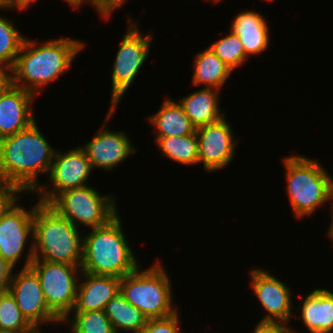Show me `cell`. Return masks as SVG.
<instances>
[{
  "label": "cell",
  "mask_w": 333,
  "mask_h": 333,
  "mask_svg": "<svg viewBox=\"0 0 333 333\" xmlns=\"http://www.w3.org/2000/svg\"><path fill=\"white\" fill-rule=\"evenodd\" d=\"M56 149L41 133L37 122L0 139V179L20 193L32 192L42 184L39 177L49 174Z\"/></svg>",
  "instance_id": "cell-1"
},
{
  "label": "cell",
  "mask_w": 333,
  "mask_h": 333,
  "mask_svg": "<svg viewBox=\"0 0 333 333\" xmlns=\"http://www.w3.org/2000/svg\"><path fill=\"white\" fill-rule=\"evenodd\" d=\"M81 41L61 36L42 44L26 37L11 68V84L34 95L40 94L48 83L70 69L78 53L85 48Z\"/></svg>",
  "instance_id": "cell-2"
},
{
  "label": "cell",
  "mask_w": 333,
  "mask_h": 333,
  "mask_svg": "<svg viewBox=\"0 0 333 333\" xmlns=\"http://www.w3.org/2000/svg\"><path fill=\"white\" fill-rule=\"evenodd\" d=\"M122 226L117 215L107 225L83 235L82 272L121 278L140 266Z\"/></svg>",
  "instance_id": "cell-3"
},
{
  "label": "cell",
  "mask_w": 333,
  "mask_h": 333,
  "mask_svg": "<svg viewBox=\"0 0 333 333\" xmlns=\"http://www.w3.org/2000/svg\"><path fill=\"white\" fill-rule=\"evenodd\" d=\"M49 204L39 202L33 216L34 259L81 266L83 236Z\"/></svg>",
  "instance_id": "cell-4"
},
{
  "label": "cell",
  "mask_w": 333,
  "mask_h": 333,
  "mask_svg": "<svg viewBox=\"0 0 333 333\" xmlns=\"http://www.w3.org/2000/svg\"><path fill=\"white\" fill-rule=\"evenodd\" d=\"M318 161L292 154L282 160L288 200L299 220L333 201V177Z\"/></svg>",
  "instance_id": "cell-5"
},
{
  "label": "cell",
  "mask_w": 333,
  "mask_h": 333,
  "mask_svg": "<svg viewBox=\"0 0 333 333\" xmlns=\"http://www.w3.org/2000/svg\"><path fill=\"white\" fill-rule=\"evenodd\" d=\"M159 259L147 269L141 265L120 278V293L148 319L169 316L179 310L173 305L172 281Z\"/></svg>",
  "instance_id": "cell-6"
},
{
  "label": "cell",
  "mask_w": 333,
  "mask_h": 333,
  "mask_svg": "<svg viewBox=\"0 0 333 333\" xmlns=\"http://www.w3.org/2000/svg\"><path fill=\"white\" fill-rule=\"evenodd\" d=\"M49 205L78 228L103 227L119 214L115 195H102L90 185L65 190Z\"/></svg>",
  "instance_id": "cell-7"
},
{
  "label": "cell",
  "mask_w": 333,
  "mask_h": 333,
  "mask_svg": "<svg viewBox=\"0 0 333 333\" xmlns=\"http://www.w3.org/2000/svg\"><path fill=\"white\" fill-rule=\"evenodd\" d=\"M127 30L121 39L112 67L110 108H117L125 92L147 61L153 35L142 33L138 21L129 17Z\"/></svg>",
  "instance_id": "cell-8"
},
{
  "label": "cell",
  "mask_w": 333,
  "mask_h": 333,
  "mask_svg": "<svg viewBox=\"0 0 333 333\" xmlns=\"http://www.w3.org/2000/svg\"><path fill=\"white\" fill-rule=\"evenodd\" d=\"M30 267L39 277L49 309L63 321L76 302L81 266L34 259Z\"/></svg>",
  "instance_id": "cell-9"
},
{
  "label": "cell",
  "mask_w": 333,
  "mask_h": 333,
  "mask_svg": "<svg viewBox=\"0 0 333 333\" xmlns=\"http://www.w3.org/2000/svg\"><path fill=\"white\" fill-rule=\"evenodd\" d=\"M18 195L0 216V255L14 267L23 258L26 245L30 241L28 254L22 268L30 267L33 254V216L35 206L26 207L19 203ZM31 239V240H30Z\"/></svg>",
  "instance_id": "cell-10"
},
{
  "label": "cell",
  "mask_w": 333,
  "mask_h": 333,
  "mask_svg": "<svg viewBox=\"0 0 333 333\" xmlns=\"http://www.w3.org/2000/svg\"><path fill=\"white\" fill-rule=\"evenodd\" d=\"M92 171L90 161L80 146L66 152L57 149L48 175L50 181L38 187L35 197L38 196L39 202L49 204L65 190L88 186Z\"/></svg>",
  "instance_id": "cell-11"
},
{
  "label": "cell",
  "mask_w": 333,
  "mask_h": 333,
  "mask_svg": "<svg viewBox=\"0 0 333 333\" xmlns=\"http://www.w3.org/2000/svg\"><path fill=\"white\" fill-rule=\"evenodd\" d=\"M13 274L9 292L14 297L22 315L39 332L43 324L63 323L48 307L41 283L31 268H20Z\"/></svg>",
  "instance_id": "cell-12"
},
{
  "label": "cell",
  "mask_w": 333,
  "mask_h": 333,
  "mask_svg": "<svg viewBox=\"0 0 333 333\" xmlns=\"http://www.w3.org/2000/svg\"><path fill=\"white\" fill-rule=\"evenodd\" d=\"M251 270L249 285L266 311V315L260 322H279L288 325L290 319L294 317L292 309L297 308L292 302L294 293L289 288L290 286H287L273 274L271 275L268 270L265 271L261 268H252Z\"/></svg>",
  "instance_id": "cell-13"
},
{
  "label": "cell",
  "mask_w": 333,
  "mask_h": 333,
  "mask_svg": "<svg viewBox=\"0 0 333 333\" xmlns=\"http://www.w3.org/2000/svg\"><path fill=\"white\" fill-rule=\"evenodd\" d=\"M115 112L116 108L109 107L99 131L94 133L95 135L91 141L80 146L86 153L92 169L113 170L115 169L114 167L120 165L137 151V148L131 145V139L126 132L123 130L112 131L108 127L105 129L106 124H108Z\"/></svg>",
  "instance_id": "cell-14"
},
{
  "label": "cell",
  "mask_w": 333,
  "mask_h": 333,
  "mask_svg": "<svg viewBox=\"0 0 333 333\" xmlns=\"http://www.w3.org/2000/svg\"><path fill=\"white\" fill-rule=\"evenodd\" d=\"M226 116L196 129L199 164L206 172L220 171L234 160L238 139Z\"/></svg>",
  "instance_id": "cell-15"
},
{
  "label": "cell",
  "mask_w": 333,
  "mask_h": 333,
  "mask_svg": "<svg viewBox=\"0 0 333 333\" xmlns=\"http://www.w3.org/2000/svg\"><path fill=\"white\" fill-rule=\"evenodd\" d=\"M33 93L10 84L0 94V139L29 127L35 120Z\"/></svg>",
  "instance_id": "cell-16"
},
{
  "label": "cell",
  "mask_w": 333,
  "mask_h": 333,
  "mask_svg": "<svg viewBox=\"0 0 333 333\" xmlns=\"http://www.w3.org/2000/svg\"><path fill=\"white\" fill-rule=\"evenodd\" d=\"M118 292L120 278L81 272L72 312L104 310Z\"/></svg>",
  "instance_id": "cell-17"
},
{
  "label": "cell",
  "mask_w": 333,
  "mask_h": 333,
  "mask_svg": "<svg viewBox=\"0 0 333 333\" xmlns=\"http://www.w3.org/2000/svg\"><path fill=\"white\" fill-rule=\"evenodd\" d=\"M302 304L298 306L302 324L310 333L333 332V291L325 288H314L305 296Z\"/></svg>",
  "instance_id": "cell-18"
},
{
  "label": "cell",
  "mask_w": 333,
  "mask_h": 333,
  "mask_svg": "<svg viewBox=\"0 0 333 333\" xmlns=\"http://www.w3.org/2000/svg\"><path fill=\"white\" fill-rule=\"evenodd\" d=\"M230 30L240 38L245 56L260 55L270 44L268 23L261 13L244 10L234 16Z\"/></svg>",
  "instance_id": "cell-19"
},
{
  "label": "cell",
  "mask_w": 333,
  "mask_h": 333,
  "mask_svg": "<svg viewBox=\"0 0 333 333\" xmlns=\"http://www.w3.org/2000/svg\"><path fill=\"white\" fill-rule=\"evenodd\" d=\"M220 91L215 88L202 87L179 99V104L197 129L216 122L225 116L220 110Z\"/></svg>",
  "instance_id": "cell-20"
},
{
  "label": "cell",
  "mask_w": 333,
  "mask_h": 333,
  "mask_svg": "<svg viewBox=\"0 0 333 333\" xmlns=\"http://www.w3.org/2000/svg\"><path fill=\"white\" fill-rule=\"evenodd\" d=\"M148 122L155 128L156 135L154 138L183 136L196 132V128L179 102L168 96L162 102L158 112L148 117Z\"/></svg>",
  "instance_id": "cell-21"
},
{
  "label": "cell",
  "mask_w": 333,
  "mask_h": 333,
  "mask_svg": "<svg viewBox=\"0 0 333 333\" xmlns=\"http://www.w3.org/2000/svg\"><path fill=\"white\" fill-rule=\"evenodd\" d=\"M192 84L205 88H215L220 90L225 85L230 74L233 73L208 46L206 50L196 54L193 60Z\"/></svg>",
  "instance_id": "cell-22"
},
{
  "label": "cell",
  "mask_w": 333,
  "mask_h": 333,
  "mask_svg": "<svg viewBox=\"0 0 333 333\" xmlns=\"http://www.w3.org/2000/svg\"><path fill=\"white\" fill-rule=\"evenodd\" d=\"M104 311L115 333H140L148 321L120 292L107 303Z\"/></svg>",
  "instance_id": "cell-23"
},
{
  "label": "cell",
  "mask_w": 333,
  "mask_h": 333,
  "mask_svg": "<svg viewBox=\"0 0 333 333\" xmlns=\"http://www.w3.org/2000/svg\"><path fill=\"white\" fill-rule=\"evenodd\" d=\"M155 144L162 155L185 166L199 164L198 139L196 132L190 135L155 138Z\"/></svg>",
  "instance_id": "cell-24"
},
{
  "label": "cell",
  "mask_w": 333,
  "mask_h": 333,
  "mask_svg": "<svg viewBox=\"0 0 333 333\" xmlns=\"http://www.w3.org/2000/svg\"><path fill=\"white\" fill-rule=\"evenodd\" d=\"M62 322L68 323L72 333H115L104 310L71 312Z\"/></svg>",
  "instance_id": "cell-25"
},
{
  "label": "cell",
  "mask_w": 333,
  "mask_h": 333,
  "mask_svg": "<svg viewBox=\"0 0 333 333\" xmlns=\"http://www.w3.org/2000/svg\"><path fill=\"white\" fill-rule=\"evenodd\" d=\"M25 38L10 19L0 15V65L14 66Z\"/></svg>",
  "instance_id": "cell-26"
},
{
  "label": "cell",
  "mask_w": 333,
  "mask_h": 333,
  "mask_svg": "<svg viewBox=\"0 0 333 333\" xmlns=\"http://www.w3.org/2000/svg\"><path fill=\"white\" fill-rule=\"evenodd\" d=\"M209 47L232 71L247 60L240 38L231 30L228 35L215 40Z\"/></svg>",
  "instance_id": "cell-27"
},
{
  "label": "cell",
  "mask_w": 333,
  "mask_h": 333,
  "mask_svg": "<svg viewBox=\"0 0 333 333\" xmlns=\"http://www.w3.org/2000/svg\"><path fill=\"white\" fill-rule=\"evenodd\" d=\"M0 329L12 331H38L22 315L10 292L0 295Z\"/></svg>",
  "instance_id": "cell-28"
},
{
  "label": "cell",
  "mask_w": 333,
  "mask_h": 333,
  "mask_svg": "<svg viewBox=\"0 0 333 333\" xmlns=\"http://www.w3.org/2000/svg\"><path fill=\"white\" fill-rule=\"evenodd\" d=\"M179 312L180 311L177 310L175 313L166 317L148 319L146 326L140 333H182Z\"/></svg>",
  "instance_id": "cell-29"
},
{
  "label": "cell",
  "mask_w": 333,
  "mask_h": 333,
  "mask_svg": "<svg viewBox=\"0 0 333 333\" xmlns=\"http://www.w3.org/2000/svg\"><path fill=\"white\" fill-rule=\"evenodd\" d=\"M126 0H87V4L92 5L102 19L108 20L115 12L116 8L120 9Z\"/></svg>",
  "instance_id": "cell-30"
},
{
  "label": "cell",
  "mask_w": 333,
  "mask_h": 333,
  "mask_svg": "<svg viewBox=\"0 0 333 333\" xmlns=\"http://www.w3.org/2000/svg\"><path fill=\"white\" fill-rule=\"evenodd\" d=\"M15 267L0 255V295L9 292Z\"/></svg>",
  "instance_id": "cell-31"
},
{
  "label": "cell",
  "mask_w": 333,
  "mask_h": 333,
  "mask_svg": "<svg viewBox=\"0 0 333 333\" xmlns=\"http://www.w3.org/2000/svg\"><path fill=\"white\" fill-rule=\"evenodd\" d=\"M21 193L11 184L0 179V216L9 204Z\"/></svg>",
  "instance_id": "cell-32"
},
{
  "label": "cell",
  "mask_w": 333,
  "mask_h": 333,
  "mask_svg": "<svg viewBox=\"0 0 333 333\" xmlns=\"http://www.w3.org/2000/svg\"><path fill=\"white\" fill-rule=\"evenodd\" d=\"M252 333H291L289 325L279 322H258Z\"/></svg>",
  "instance_id": "cell-33"
},
{
  "label": "cell",
  "mask_w": 333,
  "mask_h": 333,
  "mask_svg": "<svg viewBox=\"0 0 333 333\" xmlns=\"http://www.w3.org/2000/svg\"><path fill=\"white\" fill-rule=\"evenodd\" d=\"M11 84V69L0 65V94Z\"/></svg>",
  "instance_id": "cell-34"
},
{
  "label": "cell",
  "mask_w": 333,
  "mask_h": 333,
  "mask_svg": "<svg viewBox=\"0 0 333 333\" xmlns=\"http://www.w3.org/2000/svg\"><path fill=\"white\" fill-rule=\"evenodd\" d=\"M37 0H8L10 9H15L19 11H27L31 5H34Z\"/></svg>",
  "instance_id": "cell-35"
},
{
  "label": "cell",
  "mask_w": 333,
  "mask_h": 333,
  "mask_svg": "<svg viewBox=\"0 0 333 333\" xmlns=\"http://www.w3.org/2000/svg\"><path fill=\"white\" fill-rule=\"evenodd\" d=\"M64 2L68 3L71 7H74V9H79L85 1L87 3V0H63Z\"/></svg>",
  "instance_id": "cell-36"
},
{
  "label": "cell",
  "mask_w": 333,
  "mask_h": 333,
  "mask_svg": "<svg viewBox=\"0 0 333 333\" xmlns=\"http://www.w3.org/2000/svg\"><path fill=\"white\" fill-rule=\"evenodd\" d=\"M331 205V216H332V219H331V224H330V227L328 228L329 230L327 231V236L331 239V241H333V202L330 204Z\"/></svg>",
  "instance_id": "cell-37"
},
{
  "label": "cell",
  "mask_w": 333,
  "mask_h": 333,
  "mask_svg": "<svg viewBox=\"0 0 333 333\" xmlns=\"http://www.w3.org/2000/svg\"><path fill=\"white\" fill-rule=\"evenodd\" d=\"M0 333H39V331H12L0 329Z\"/></svg>",
  "instance_id": "cell-38"
},
{
  "label": "cell",
  "mask_w": 333,
  "mask_h": 333,
  "mask_svg": "<svg viewBox=\"0 0 333 333\" xmlns=\"http://www.w3.org/2000/svg\"><path fill=\"white\" fill-rule=\"evenodd\" d=\"M11 10L8 0H0V10Z\"/></svg>",
  "instance_id": "cell-39"
},
{
  "label": "cell",
  "mask_w": 333,
  "mask_h": 333,
  "mask_svg": "<svg viewBox=\"0 0 333 333\" xmlns=\"http://www.w3.org/2000/svg\"><path fill=\"white\" fill-rule=\"evenodd\" d=\"M213 1L212 3H219L221 0H211Z\"/></svg>",
  "instance_id": "cell-40"
},
{
  "label": "cell",
  "mask_w": 333,
  "mask_h": 333,
  "mask_svg": "<svg viewBox=\"0 0 333 333\" xmlns=\"http://www.w3.org/2000/svg\"><path fill=\"white\" fill-rule=\"evenodd\" d=\"M290 332L291 333H297V331H294V329L292 330V328H290Z\"/></svg>",
  "instance_id": "cell-41"
}]
</instances>
